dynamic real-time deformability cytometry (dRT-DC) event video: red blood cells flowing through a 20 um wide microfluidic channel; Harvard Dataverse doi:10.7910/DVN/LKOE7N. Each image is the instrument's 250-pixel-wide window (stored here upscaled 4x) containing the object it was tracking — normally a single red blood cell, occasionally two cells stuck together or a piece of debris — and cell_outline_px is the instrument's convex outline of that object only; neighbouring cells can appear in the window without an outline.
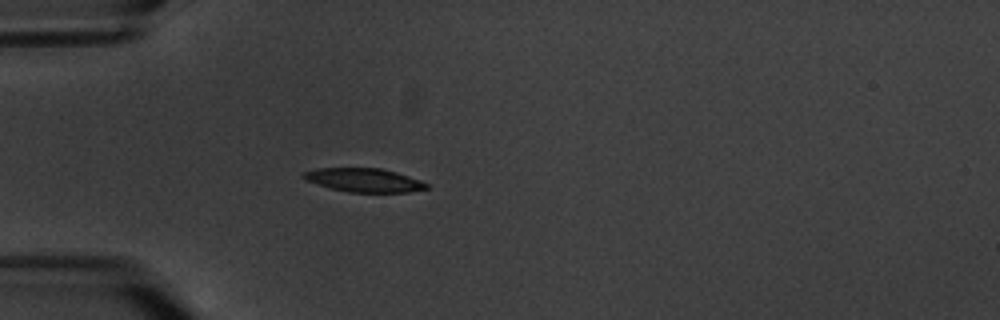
{"species": "common noctule bat (a hibernating species)", "species_latin": "Nyctalus noctula", "temperature_condition": "warm", "stored_images_in_passage": 1, "camera_frame_rate_fps": 3000, "um_per_image_px": 0.085, "animal": {"sex": "male", "body_mass_g": 20.1, "forearm_length_mm": 53.5}, "frame": {"image": 1, "passage_image": 1, "time_ms": 0.0, "image_size_px": [1000, 320], "cell_outline_px": [[428, 188], [408, 192], [348, 192], [328, 188], [304, 180], [300, 176], [304, 172], [316, 168], [380, 168], [396, 172], [420, 180], [428, 184]], "centroid_in_image_um": [30.88, 15.31], "position_along_channel_um": 54.1, "area_um2": 17.05}}